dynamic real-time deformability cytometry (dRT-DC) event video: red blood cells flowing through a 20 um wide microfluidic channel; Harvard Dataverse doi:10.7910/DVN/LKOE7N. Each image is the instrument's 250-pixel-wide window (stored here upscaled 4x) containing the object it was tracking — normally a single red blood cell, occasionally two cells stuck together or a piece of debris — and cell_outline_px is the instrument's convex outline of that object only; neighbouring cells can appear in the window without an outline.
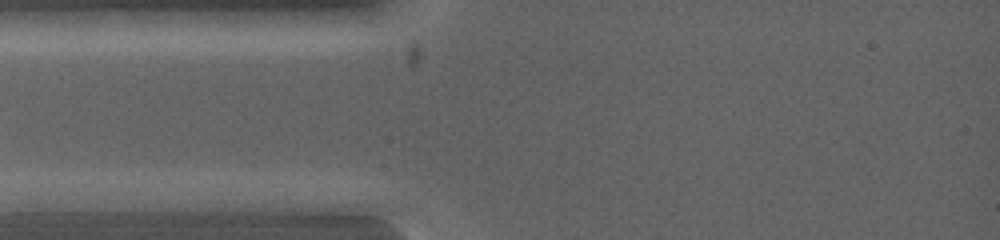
{"species": "common noctule bat (a hibernating species)", "species_latin": "Nyctalus noctula", "temperature_condition": "warm", "stored_images_in_passage": 2, "camera_frame_rate_fps": 5000, "um_per_image_px": 0.085, "animal": {"sex": "female", "body_mass_g": 19.0, "forearm_length_mm": 53.3}, "frame": {"image": 1, "passage_image": 1, "time_ms": 0.0, "image_size_px": [1000, 240], "cell_outline_px": [[120, 212], [16, 212], [12, 200], [68, 192], [112, 192], [120, 200]], "centroid_in_image_um": [5.95, 17.25], "position_along_channel_um": 79.0, "area_um2": 13.58}}